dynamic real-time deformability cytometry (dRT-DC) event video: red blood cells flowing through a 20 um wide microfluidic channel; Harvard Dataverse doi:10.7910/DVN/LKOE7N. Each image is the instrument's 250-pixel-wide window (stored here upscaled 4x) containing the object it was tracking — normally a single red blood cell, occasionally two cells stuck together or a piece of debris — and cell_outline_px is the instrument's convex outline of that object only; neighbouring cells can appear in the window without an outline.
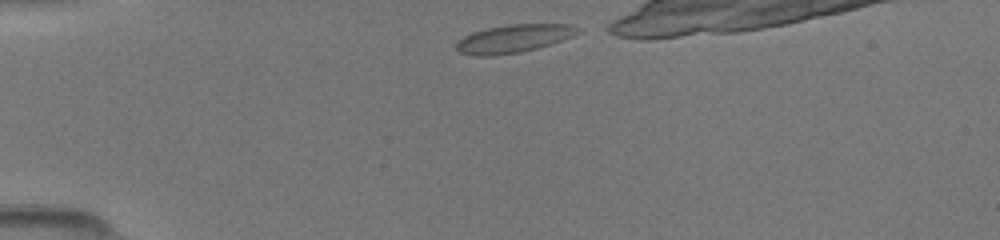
{"species": "common noctule bat (a hibernating species)", "species_latin": "Nyctalus noctula", "temperature_condition": "room temperature", "stored_images_in_passage": 18, "camera_frame_rate_fps": 3000, "um_per_image_px": 0.085, "animal": {"sex": "female", "body_mass_g": 19.5, "forearm_length_mm": 54.1}, "frame": {"image": 1, "passage_image": 1, "time_ms": 0.0, "image_size_px": [1000, 240], "cell_outline_px": [[580, 32], [572, 36], [536, 48], [520, 52], [492, 56], [472, 56], [460, 52], [456, 48], [456, 44], [464, 36], [472, 32], [488, 28], [508, 24], [572, 24], [580, 28]], "centroid_in_image_um": [43.64, 3.28], "position_along_channel_um": 41.4, "area_um2": 19.71}}
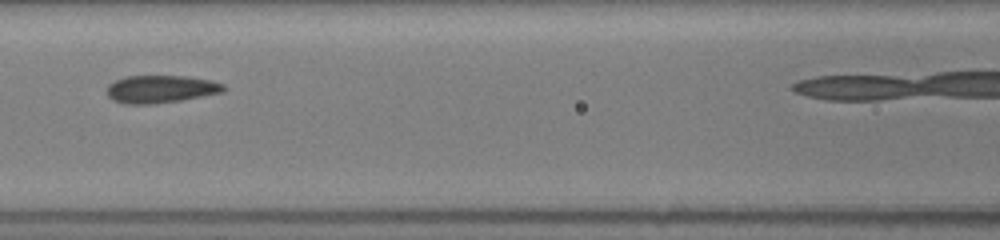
{"frame": {"image": 2, "passage_image": 9, "time_ms": 3.667, "image_size_px": [1000, 240], "cell_outline_px": [[228, 88], [224, 92], [180, 100], [152, 104], [124, 104], [112, 100], [104, 92], [108, 84], [124, 76], [184, 76], [208, 80], [224, 84]], "centroid_in_image_um": [13.61, 7.58], "position_along_channel_um": 153.0, "area_um2": 18.96}}
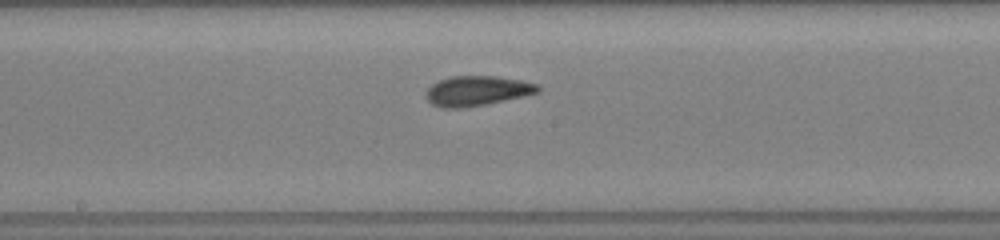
{"frame": {"image": 3, "passage_image": 13, "time_ms": 5.0, "image_size_px": [1000, 240], "cell_outline_px": [[540, 92], [524, 96], [464, 108], [440, 108], [432, 104], [424, 96], [428, 88], [432, 84], [440, 80], [452, 76], [496, 76], [520, 80], [536, 84], [540, 88]], "centroid_in_image_um": [40.52, 7.72], "position_along_channel_um": 207.7, "area_um2": 19.42}}